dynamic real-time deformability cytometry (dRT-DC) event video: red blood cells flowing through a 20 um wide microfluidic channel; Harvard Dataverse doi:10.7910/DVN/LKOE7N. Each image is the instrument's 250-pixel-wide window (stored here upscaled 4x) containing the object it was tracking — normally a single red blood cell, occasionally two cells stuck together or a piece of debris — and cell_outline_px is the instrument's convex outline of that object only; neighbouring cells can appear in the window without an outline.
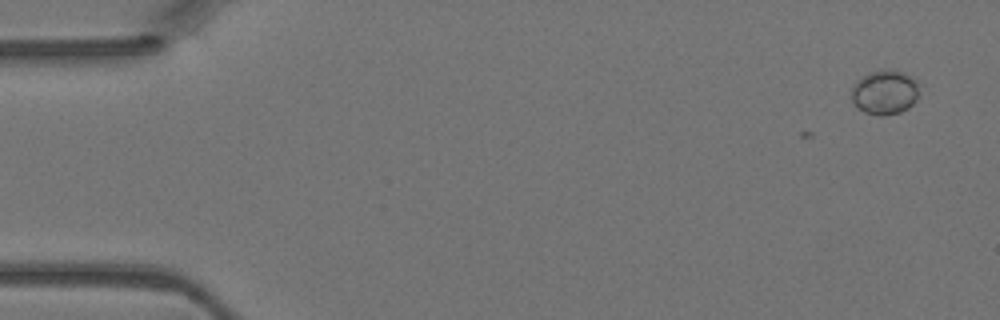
{"species": "Egyptian fruit bat (a non-hibernating species)", "species_latin": "Rousettus aegyptiacus", "temperature_condition": "warm", "stored_images_in_passage": 6, "camera_frame_rate_fps": 3000, "um_per_image_px": 0.085, "animal": {"sex": "female"}, "frame": {"image": 1, "passage_image": 1, "time_ms": 0.0, "image_size_px": [1000, 320], "cell_outline_px": [[920, 84], [916, 100], [908, 108], [900, 112], [880, 116], [864, 112], [852, 100], [852, 88], [856, 80], [872, 72], [884, 68], [896, 68], [916, 80]], "centroid_in_image_um": [75.24, 7.81], "position_along_channel_um": 9.8, "area_um2": 17.63}}
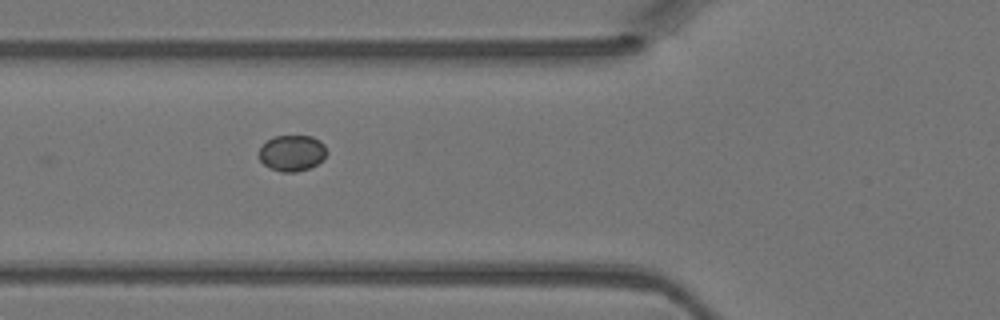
{"frame": {"image": 2, "passage_image": 5, "time_ms": 1.333, "image_size_px": [1000, 320], "cell_outline_px": [[328, 152], [316, 164], [308, 168], [296, 172], [280, 172], [264, 164], [260, 160], [260, 148], [268, 140], [276, 136], [312, 136], [320, 140], [324, 144]], "centroid_in_image_um": [24.84, 13.0], "position_along_channel_um": 101.0, "area_um2": 13.99}}
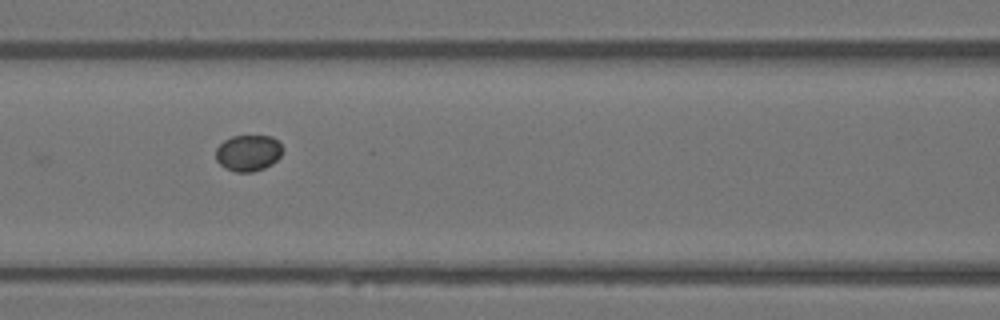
{"frame": {"image": 3, "passage_image": 6, "time_ms": 1.667, "image_size_px": [1000, 320], "cell_outline_px": [[284, 148], [280, 156], [272, 164], [264, 168], [252, 172], [236, 172], [224, 168], [216, 160], [216, 148], [224, 140], [232, 136], [272, 136]], "centroid_in_image_um": [21.1, 13.0], "position_along_channel_um": 145.5, "area_um2": 14.16}}